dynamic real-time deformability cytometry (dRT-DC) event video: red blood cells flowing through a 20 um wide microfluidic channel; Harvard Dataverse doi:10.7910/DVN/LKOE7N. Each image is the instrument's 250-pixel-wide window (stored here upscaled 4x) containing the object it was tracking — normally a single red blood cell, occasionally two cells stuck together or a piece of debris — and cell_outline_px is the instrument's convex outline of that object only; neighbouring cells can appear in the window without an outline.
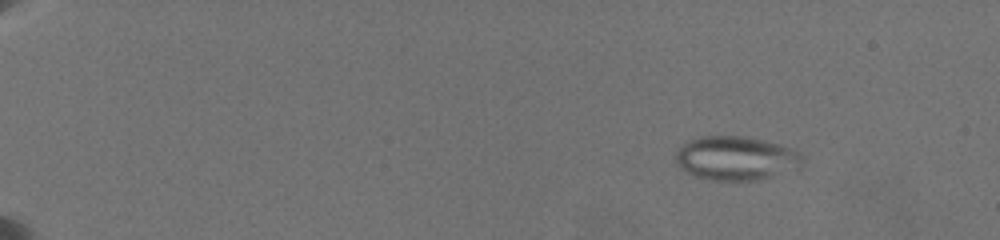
{"species": "common noctule bat (a hibernating species)", "species_latin": "Nyctalus noctula", "temperature_condition": "warm", "stored_images_in_passage": 27, "camera_frame_rate_fps": 3000, "um_per_image_px": 0.085, "animal": {"sex": "female", "body_mass_g": 19.5, "forearm_length_mm": 54.1}, "frame": {"image": 1, "passage_image": 4, "time_ms": 2.667, "image_size_px": [1000, 240], "cell_outline_px": [[804, 160], [796, 168], [772, 176], [756, 180], [712, 180], [692, 176], [680, 168], [676, 164], [676, 152], [688, 140], [700, 136], [744, 136], [764, 140], [800, 152], [804, 156]], "centroid_in_image_um": [62.51, 13.45], "position_along_channel_um": 22.5, "area_um2": 32.31}}
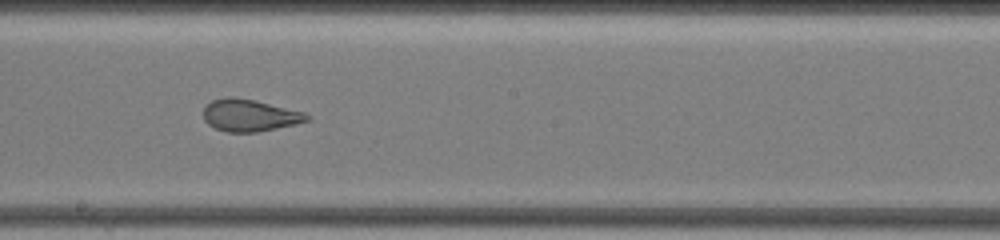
{"frame": {"image": 2, "passage_image": 19, "time_ms": 12.667, "image_size_px": [1000, 240], "cell_outline_px": [[312, 120], [296, 124], [256, 132], [228, 132], [216, 128], [208, 124], [204, 120], [204, 108], [212, 100], [228, 96], [236, 96], [256, 100], [304, 112], [312, 116]], "centroid_in_image_um": [21.26, 9.79], "position_along_channel_um": 226.9, "area_um2": 19.48}}
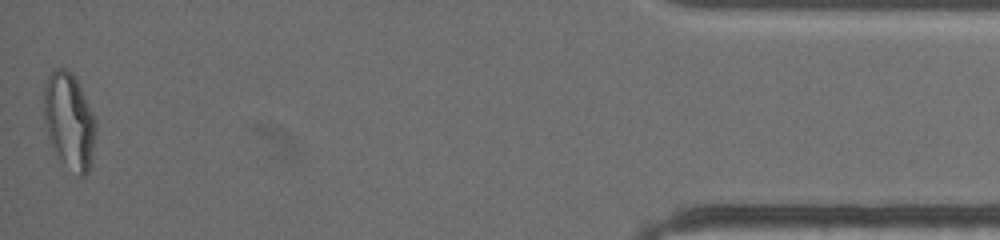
{"frame": {"image": 3, "passage_image": 27, "time_ms": 20.333, "image_size_px": [1000, 240], "cell_outline_px": [[96, 132], [88, 172], [84, 176], [80, 176], [52, 148], [44, 124], [44, 88], [48, 76], [56, 68], [64, 68], [72, 72], [80, 84], [96, 120]], "centroid_in_image_um": [5.88, 10.2], "position_along_channel_um": 429.3, "area_um2": 28.73}, "authors_computed_cell_mechanics": {"area_um2": 26.299, "velocity_mm_per_s": 3.5584, "shape_relaxation_time_tau1_ms": null, "shape_relaxation_time_tau2_ms": 1.3338, "deformation_change_tau1": null, "deformation_change_tau2": 0.0717}}